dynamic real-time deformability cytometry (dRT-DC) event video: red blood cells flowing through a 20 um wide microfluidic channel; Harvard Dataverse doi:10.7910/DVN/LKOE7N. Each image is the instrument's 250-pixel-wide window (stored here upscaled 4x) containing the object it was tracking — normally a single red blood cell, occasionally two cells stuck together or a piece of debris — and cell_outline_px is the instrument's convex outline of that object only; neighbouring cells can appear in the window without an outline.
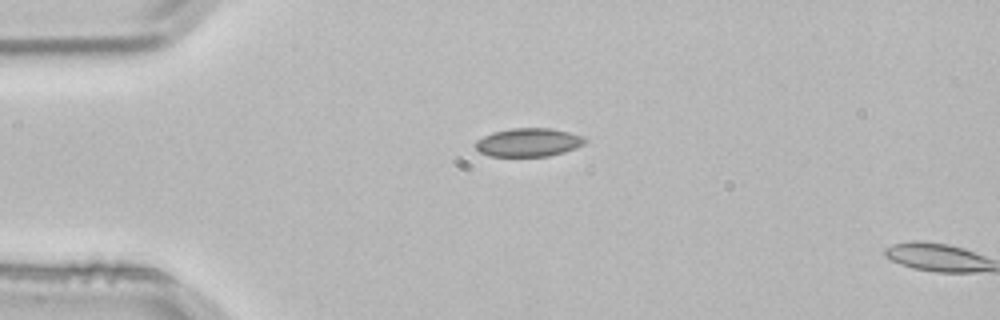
{"species": "common noctule bat (a hibernating species)", "species_latin": "Nyctalus noctula", "temperature_condition": "room temperature", "stored_images_in_passage": 2, "camera_frame_rate_fps": 3000, "um_per_image_px": 0.085, "animal": {"sex": "male", "body_mass_g": 21.5, "forearm_length_mm": 52.0}, "frame": {"image": 1, "passage_image": 1, "time_ms": 0.0, "image_size_px": [1000, 320], "cell_outline_px": [[588, 140], [584, 144], [576, 148], [564, 152], [548, 156], [488, 156], [480, 152], [476, 148], [476, 140], [492, 132], [512, 128], [548, 128], [568, 132], [580, 136]], "centroid_in_image_um": [44.91, 12.1], "position_along_channel_um": 40.1, "area_um2": 18.03}}